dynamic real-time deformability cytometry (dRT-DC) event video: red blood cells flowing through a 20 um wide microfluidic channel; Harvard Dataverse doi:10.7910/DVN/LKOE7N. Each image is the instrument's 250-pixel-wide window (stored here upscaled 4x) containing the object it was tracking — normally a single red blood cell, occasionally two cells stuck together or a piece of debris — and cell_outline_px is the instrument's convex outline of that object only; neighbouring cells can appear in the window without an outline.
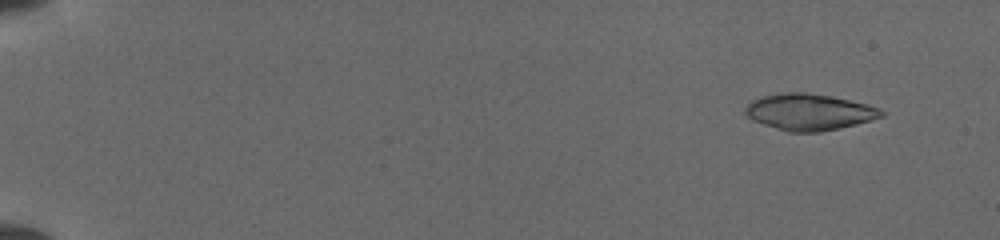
{"species": "common noctule bat (a hibernating species)", "species_latin": "Nyctalus noctula", "temperature_condition": "cold", "stored_images_in_passage": 30, "camera_frame_rate_fps": 3000, "um_per_image_px": 0.085, "animal": {"sex": "female", "body_mass_g": 19.5, "forearm_length_mm": 54.1}, "frame": {"image": 1, "passage_image": 5, "time_ms": 1.333, "image_size_px": [1000, 240], "cell_outline_px": [[884, 116], [856, 124], [840, 128], [820, 132], [788, 132], [752, 120], [744, 112], [744, 108], [752, 100], [760, 96], [784, 92], [804, 92], [828, 96], [868, 104], [884, 112]], "centroid_in_image_um": [68.74, 9.52], "position_along_channel_um": 16.3, "area_um2": 28.67}}
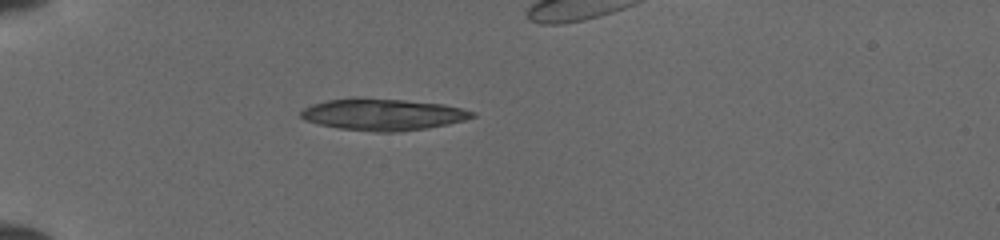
{"frame": {"image": 2, "passage_image": 16, "time_ms": 5.333, "image_size_px": [1000, 240], "cell_outline_px": [[476, 116], [464, 120], [448, 124], [428, 128], [396, 132], [376, 132], [340, 128], [316, 124], [304, 120], [300, 116], [300, 112], [304, 108], [312, 104], [328, 100], [356, 96], [404, 100], [444, 104], [476, 112]], "centroid_in_image_um": [32.52, 9.72], "position_along_channel_um": 52.5, "area_um2": 31.96}}